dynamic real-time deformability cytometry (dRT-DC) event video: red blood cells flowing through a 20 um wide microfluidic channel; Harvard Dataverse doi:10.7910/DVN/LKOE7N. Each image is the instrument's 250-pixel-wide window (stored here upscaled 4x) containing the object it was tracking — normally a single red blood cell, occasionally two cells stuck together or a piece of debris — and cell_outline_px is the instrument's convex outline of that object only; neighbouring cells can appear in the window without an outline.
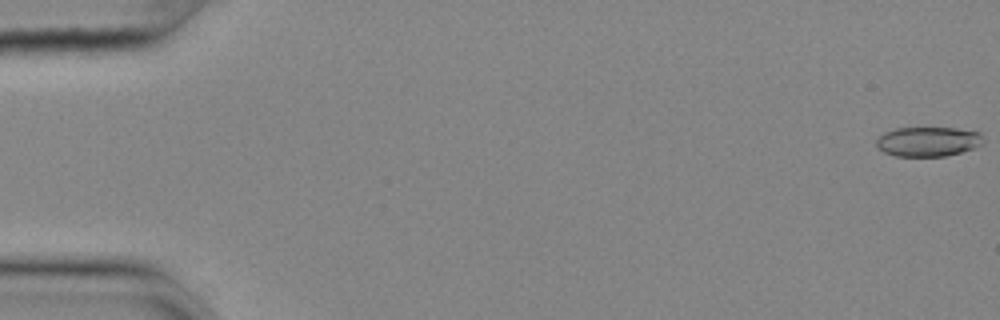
{"species": "common noctule bat (a hibernating species)", "species_latin": "Nyctalus noctula", "temperature_condition": "cold", "stored_images_in_passage": 56, "camera_frame_rate_fps": 3000, "um_per_image_px": 0.085, "animal": {"sex": "female", "body_mass_g": 25.1}, "frame": {"image": 1, "passage_image": 1, "time_ms": 0.0, "image_size_px": [1000, 320], "cell_outline_px": [[984, 144], [960, 152], [944, 156], [896, 156], [884, 152], [876, 144], [876, 140], [884, 132], [896, 128], [956, 128], [980, 132], [984, 136]], "centroid_in_image_um": [78.92, 12.02], "position_along_channel_um": 6.1, "area_um2": 18.44}}
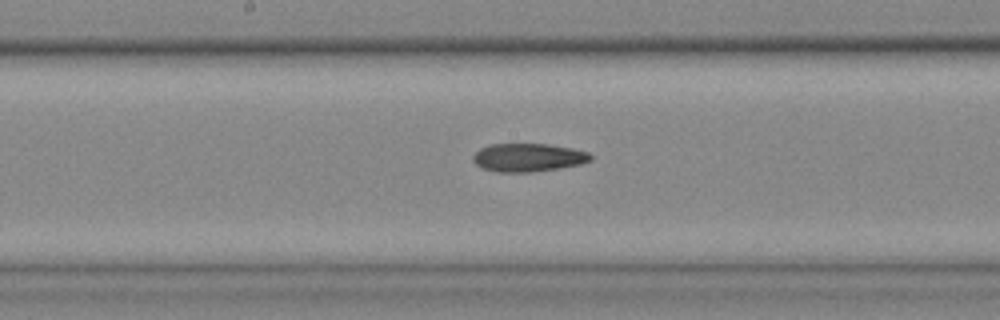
{"frame": {"image": 2, "passage_image": 30, "time_ms": 9.667, "image_size_px": [1000, 320], "cell_outline_px": [[592, 160], [580, 164], [560, 168], [532, 172], [496, 172], [484, 168], [476, 164], [472, 160], [472, 156], [480, 148], [492, 144], [548, 144], [572, 148], [588, 152], [592, 156]], "centroid_in_image_um": [44.9, 13.39], "position_along_channel_um": 203.3, "area_um2": 19.36}}
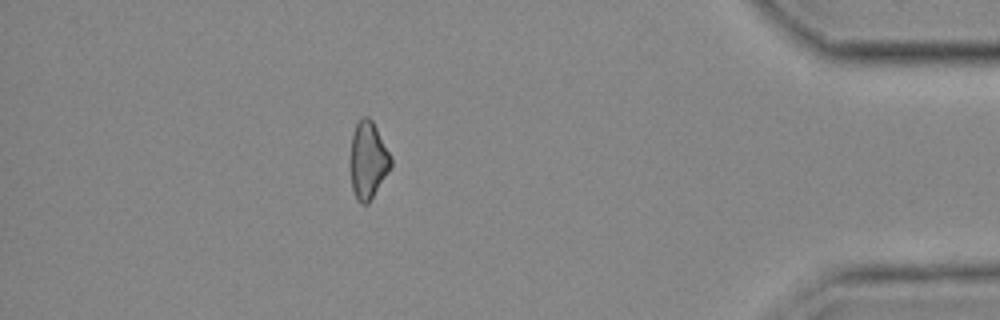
{"frame": {"image": 3, "passage_image": 50, "time_ms": 16.333, "image_size_px": [1000, 320], "cell_outline_px": [[392, 164], [388, 172], [368, 204], [360, 204], [356, 200], [352, 188], [348, 164], [348, 160], [352, 132], [356, 124], [364, 116], [368, 116], [372, 120], [392, 156]], "centroid_in_image_um": [31.24, 13.62], "position_along_channel_um": 404.0, "area_um2": 18.79}}